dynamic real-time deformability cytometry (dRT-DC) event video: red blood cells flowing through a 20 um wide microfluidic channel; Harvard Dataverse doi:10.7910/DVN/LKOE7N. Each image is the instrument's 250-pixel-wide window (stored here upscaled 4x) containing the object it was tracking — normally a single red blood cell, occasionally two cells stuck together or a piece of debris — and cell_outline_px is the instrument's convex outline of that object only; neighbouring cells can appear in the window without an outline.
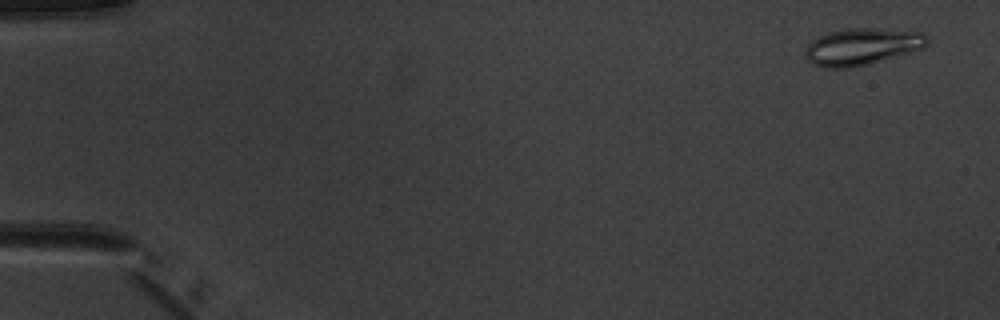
{"species": "common noctule bat (a hibernating species)", "species_latin": "Nyctalus noctula", "temperature_condition": "warm", "stored_images_in_passage": 6, "segment_of_instrument_passage": [2, 2], "camera_frame_rate_fps": 3000, "um_per_image_px": 0.085, "animal": {"sex": "male", "body_mass_g": 20.1, "forearm_length_mm": 53.5}, "frame": {"image": 1, "passage_image": 6, "time_ms": 6.0, "image_size_px": [1000, 320], "cell_outline_px": [[928, 44], [924, 48], [868, 64], [848, 68], [828, 68], [812, 64], [804, 56], [808, 44], [812, 40], [828, 32], [848, 28], [880, 28], [924, 32], [928, 36]], "centroid_in_image_um": [73.29, 3.95], "position_along_channel_um": 11.7, "area_um2": 26.3}}